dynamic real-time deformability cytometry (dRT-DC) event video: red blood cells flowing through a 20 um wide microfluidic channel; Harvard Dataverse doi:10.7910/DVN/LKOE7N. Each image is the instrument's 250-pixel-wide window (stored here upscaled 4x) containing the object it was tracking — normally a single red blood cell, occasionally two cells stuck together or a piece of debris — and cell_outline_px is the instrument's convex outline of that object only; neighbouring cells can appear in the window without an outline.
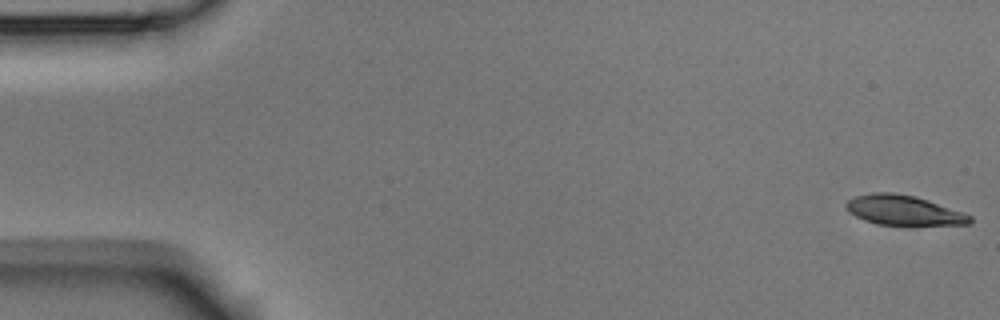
{"species": "Egyptian fruit bat (a non-hibernating species)", "species_latin": "Rousettus aegyptiacus", "temperature_condition": "room temperature", "stored_images_in_passage": 54, "camera_frame_rate_fps": 3000, "um_per_image_px": 0.085, "animal": {"sex": "male"}, "frame": {"image": 1, "passage_image": 1, "time_ms": 0.0, "image_size_px": [1000, 320], "cell_outline_px": [[972, 224], [908, 228], [876, 224], [864, 220], [848, 212], [844, 204], [848, 200], [856, 196], [872, 192], [896, 192], [916, 196], [964, 212], [972, 216]], "centroid_in_image_um": [76.87, 17.93], "position_along_channel_um": 8.1, "area_um2": 22.83}}
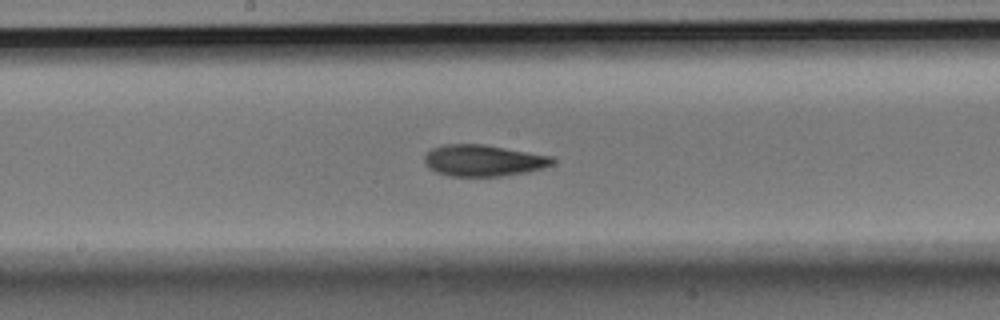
{"frame": {"image": 2, "passage_image": 28, "time_ms": 9.0, "image_size_px": [1000, 320], "cell_outline_px": [[556, 160], [552, 164], [544, 168], [528, 172], [504, 176], [448, 176], [436, 172], [428, 168], [424, 164], [424, 156], [432, 148], [444, 144], [484, 144], [552, 156]], "centroid_in_image_um": [41.08, 13.65], "position_along_channel_um": 207.1, "area_um2": 23.7}}
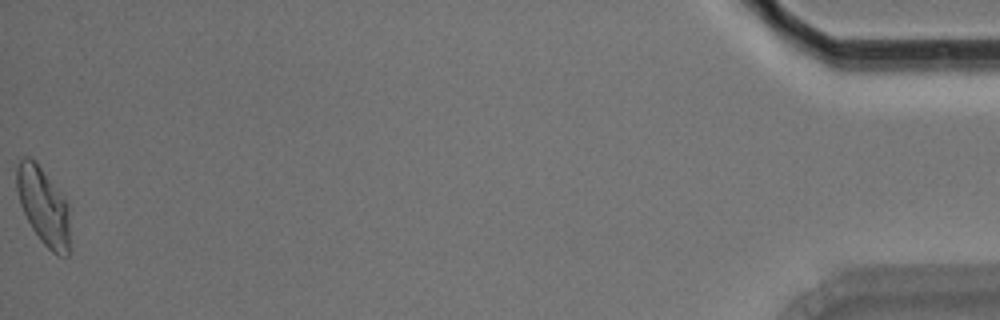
{"frame": {"image": 3, "passage_image": 54, "time_ms": 17.667, "image_size_px": [1000, 320], "cell_outline_px": [[72, 248], [68, 256], [56, 256], [40, 240], [32, 228], [20, 204], [16, 192], [16, 168], [20, 160], [24, 156], [28, 156], [36, 160], [68, 204]], "centroid_in_image_um": [3.72, 17.57], "position_along_channel_um": 431.5, "area_um2": 24.57}, "authors_computed_cell_mechanics": {"area_um2": 23.0044, "velocity_mm_per_s": 3.7267, "shape_relaxation_time_tau1_ms": 4.2308, "shape_relaxation_time_tau2_ms": 3.4523, "deformation_change_tau1": 0.1493, "deformation_change_tau2": 0.0913}}